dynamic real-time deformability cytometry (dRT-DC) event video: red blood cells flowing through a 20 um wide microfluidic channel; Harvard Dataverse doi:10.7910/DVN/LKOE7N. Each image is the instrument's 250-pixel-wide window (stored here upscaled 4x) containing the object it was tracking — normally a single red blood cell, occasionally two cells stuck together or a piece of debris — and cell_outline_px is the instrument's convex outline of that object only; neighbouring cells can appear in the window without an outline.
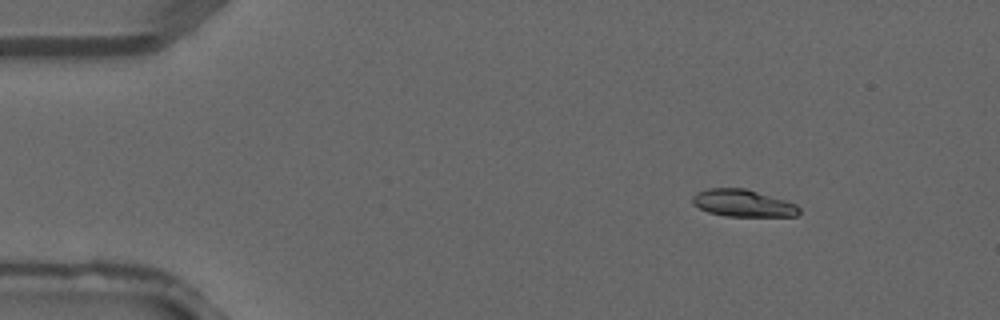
{"species": "common noctule bat (a hibernating species)", "species_latin": "Nyctalus noctula", "temperature_condition": "warm", "stored_images_in_passage": 4, "camera_frame_rate_fps": 3000, "um_per_image_px": 0.085, "animal": {"sex": "male", "forearm_length_mm": 52.5}, "frame": {"image": 1, "passage_image": 2, "time_ms": 0.333, "image_size_px": [1000, 320], "cell_outline_px": [[800, 212], [796, 216], [724, 216], [708, 212], [692, 204], [692, 196], [696, 192], [708, 188], [744, 188], [784, 200], [796, 204], [800, 208]], "centroid_in_image_um": [63.12, 17.27], "position_along_channel_um": 21.9, "area_um2": 16.82}}
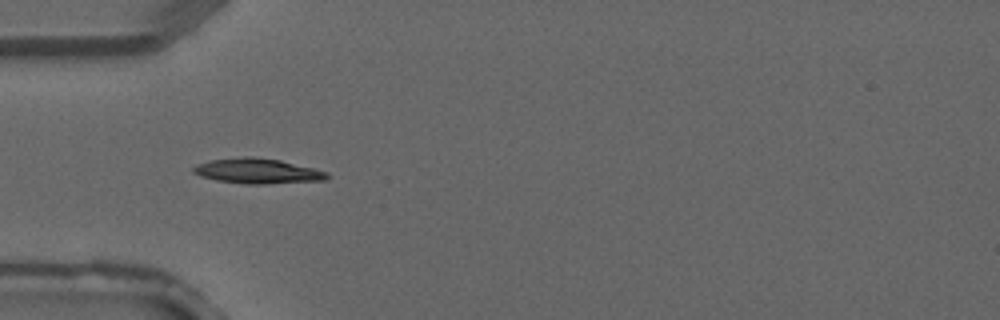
{"frame": {"image": 2, "passage_image": 4, "time_ms": 1.0, "image_size_px": [1000, 320], "cell_outline_px": [[328, 176], [324, 180], [264, 184], [248, 184], [216, 180], [200, 176], [192, 172], [192, 168], [196, 164], [212, 160], [244, 156], [252, 156], [280, 160], [328, 172]], "centroid_in_image_um": [21.85, 14.53], "position_along_channel_um": 63.2, "area_um2": 19.42}}